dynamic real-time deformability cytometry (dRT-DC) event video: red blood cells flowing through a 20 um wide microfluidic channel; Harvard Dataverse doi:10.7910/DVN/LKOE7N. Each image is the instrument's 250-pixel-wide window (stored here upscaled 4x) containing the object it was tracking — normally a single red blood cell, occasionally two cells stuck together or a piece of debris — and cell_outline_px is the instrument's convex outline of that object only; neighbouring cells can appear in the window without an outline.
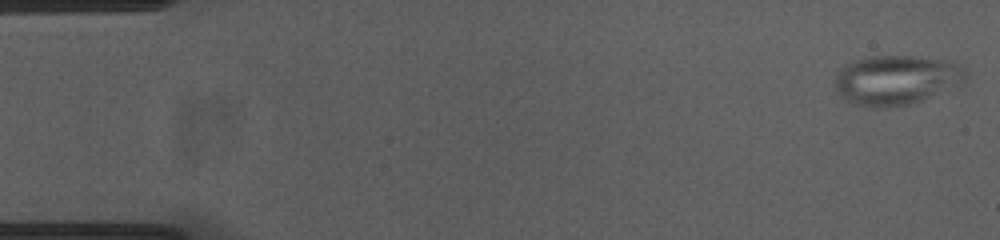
{"species": "common noctule bat (a hibernating species)", "species_latin": "Nyctalus noctula", "temperature_condition": "cold", "stored_images_in_passage": 9, "camera_frame_rate_fps": 3000, "um_per_image_px": 0.085, "animal": {"sex": "female", "body_mass_g": 23.0, "forearm_length_mm": 53.4}, "frame": {"image": 1, "passage_image": 1, "time_ms": 0.0, "image_size_px": [1000, 240], "cell_outline_px": [[968, 80], [964, 84], [920, 100], [908, 104], [888, 108], [880, 108], [856, 104], [848, 100], [836, 92], [836, 76], [840, 68], [844, 64], [852, 60], [864, 56], [912, 56], [952, 60], [960, 64], [968, 72]], "centroid_in_image_um": [76.24, 6.77], "position_along_channel_um": 8.8, "area_um2": 38.32}}